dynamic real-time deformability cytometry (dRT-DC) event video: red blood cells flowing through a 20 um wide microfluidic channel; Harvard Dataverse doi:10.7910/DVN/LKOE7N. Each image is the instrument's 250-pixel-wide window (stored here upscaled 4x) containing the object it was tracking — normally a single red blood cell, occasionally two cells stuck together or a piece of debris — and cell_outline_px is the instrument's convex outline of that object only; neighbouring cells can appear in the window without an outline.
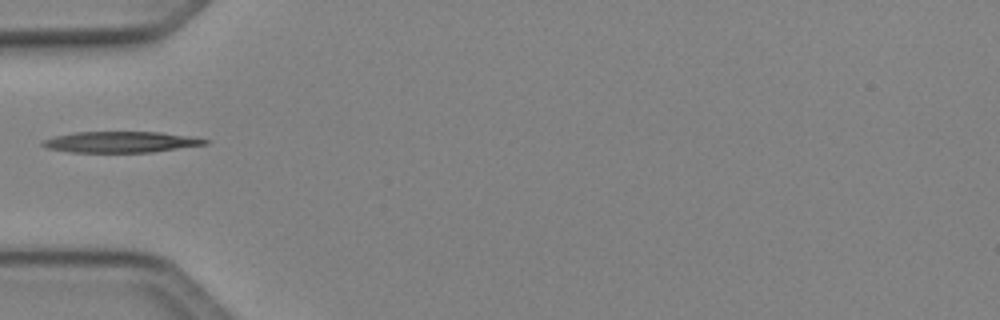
{"species": "Egyptian fruit bat (a non-hibernating species)", "species_latin": "Rousettus aegyptiacus", "temperature_condition": "cold", "stored_images_in_passage": 34, "camera_frame_rate_fps": 3000, "um_per_image_px": 0.085, "animal": {"sex": "female"}, "frame": {"image": 1, "passage_image": 1, "time_ms": 0.0, "image_size_px": [1000, 320], "cell_outline_px": [[212, 140], [208, 144], [152, 152], [68, 152], [44, 148], [40, 144], [44, 140], [56, 136], [72, 132], [160, 132], [192, 136]], "centroid_in_image_um": [10.29, 12.07], "position_along_channel_um": 74.7, "area_um2": 20.06}}
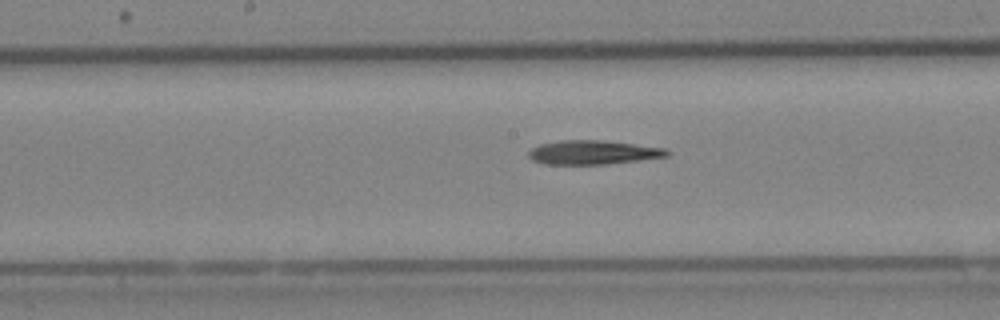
{"frame": {"image": 2, "passage_image": 10, "time_ms": 3.0, "image_size_px": [1000, 320], "cell_outline_px": [[672, 152], [668, 156], [640, 160], [608, 164], [544, 164], [532, 160], [528, 156], [528, 152], [532, 148], [540, 144], [560, 140], [600, 140], [668, 148]], "centroid_in_image_um": [50.44, 12.95], "position_along_channel_um": 197.8, "area_um2": 19.48}}
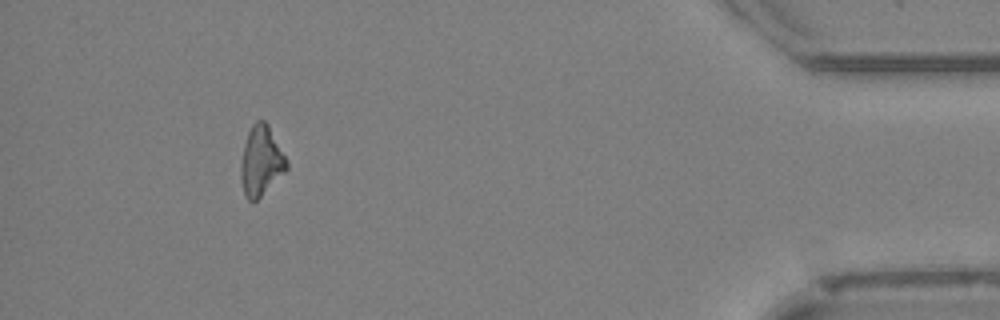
{"frame": {"image": 3, "passage_image": 30, "time_ms": 9.667, "image_size_px": [1000, 320], "cell_outline_px": [[288, 168], [256, 200], [248, 200], [244, 196], [240, 176], [240, 164], [244, 144], [248, 132], [252, 124], [256, 120], [264, 120], [268, 124], [288, 160]], "centroid_in_image_um": [22.18, 13.65], "position_along_channel_um": 413.0, "area_um2": 18.55}}